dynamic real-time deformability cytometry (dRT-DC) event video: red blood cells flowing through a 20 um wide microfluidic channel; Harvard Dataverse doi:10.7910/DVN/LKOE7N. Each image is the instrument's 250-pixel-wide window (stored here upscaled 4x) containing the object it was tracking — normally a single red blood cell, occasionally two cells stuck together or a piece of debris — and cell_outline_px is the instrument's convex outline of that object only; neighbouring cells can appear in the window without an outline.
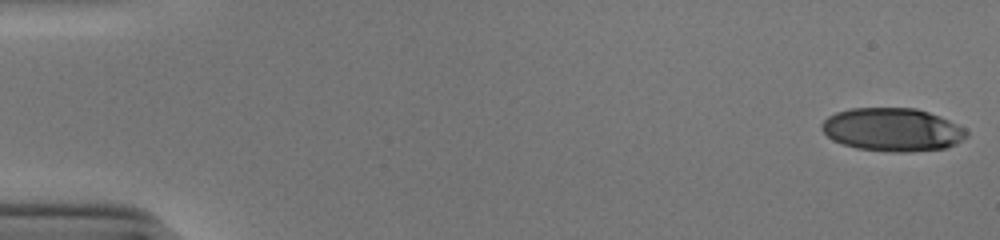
{"species": "human", "species_latin": "Homo sapiens", "temperature_condition": "cold", "stored_images_in_passage": 52, "camera_frame_rate_fps": 3000, "um_per_image_px": 0.085, "donor": {"sex": "male"}, "frame": {"image": 1, "passage_image": 1, "time_ms": 0.0, "image_size_px": [1000, 240], "cell_outline_px": [[968, 136], [956, 144], [944, 148], [912, 152], [892, 152], [856, 148], [832, 140], [820, 128], [820, 124], [828, 116], [836, 112], [852, 108], [916, 108], [940, 116], [964, 128], [968, 132]], "centroid_in_image_um": [75.85, 11.02], "position_along_channel_um": 9.2, "area_um2": 36.53}}
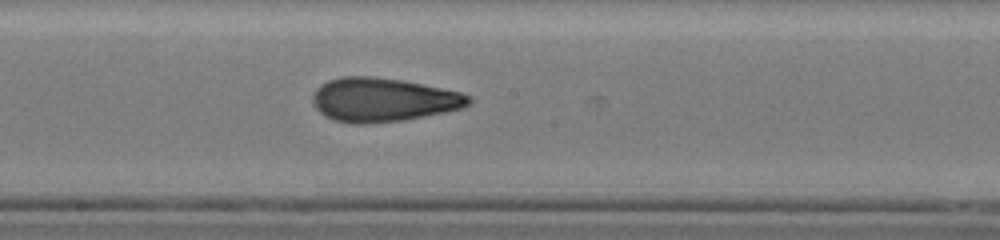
{"frame": {"image": 2, "passage_image": 29, "time_ms": 9.333, "image_size_px": [1000, 240], "cell_outline_px": [[472, 100], [468, 104], [460, 108], [444, 112], [404, 120], [364, 124], [352, 124], [336, 120], [324, 116], [312, 104], [312, 96], [316, 88], [320, 84], [328, 80], [340, 76], [376, 76], [404, 80], [460, 92], [472, 96]], "centroid_in_image_um": [32.52, 8.47], "position_along_channel_um": 215.7, "area_um2": 40.06}}
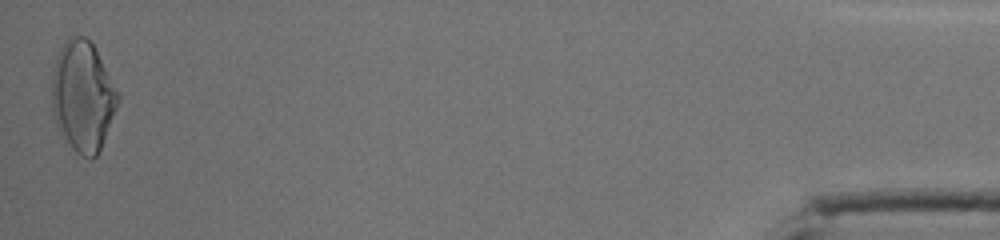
{"frame": {"image": 3, "passage_image": 52, "time_ms": 17.0, "image_size_px": [1000, 240], "cell_outline_px": [[120, 100], [100, 148], [96, 156], [92, 160], [88, 160], [80, 156], [64, 144], [56, 128], [52, 112], [52, 72], [56, 56], [64, 40], [68, 36], [84, 36], [96, 48], [120, 96]], "centroid_in_image_um": [7.0, 8.23], "position_along_channel_um": 428.2, "area_um2": 43.29}, "authors_computed_cell_mechanics": {"area_um2": 37.7145, "velocity_mm_per_s": 3.911, "shape_relaxation_time_tau1_ms": 5.9092, "shape_relaxation_time_tau2_ms": 1.9397, "deformation_change_tau1": 0.2129, "deformation_change_tau2": 0.0972}}